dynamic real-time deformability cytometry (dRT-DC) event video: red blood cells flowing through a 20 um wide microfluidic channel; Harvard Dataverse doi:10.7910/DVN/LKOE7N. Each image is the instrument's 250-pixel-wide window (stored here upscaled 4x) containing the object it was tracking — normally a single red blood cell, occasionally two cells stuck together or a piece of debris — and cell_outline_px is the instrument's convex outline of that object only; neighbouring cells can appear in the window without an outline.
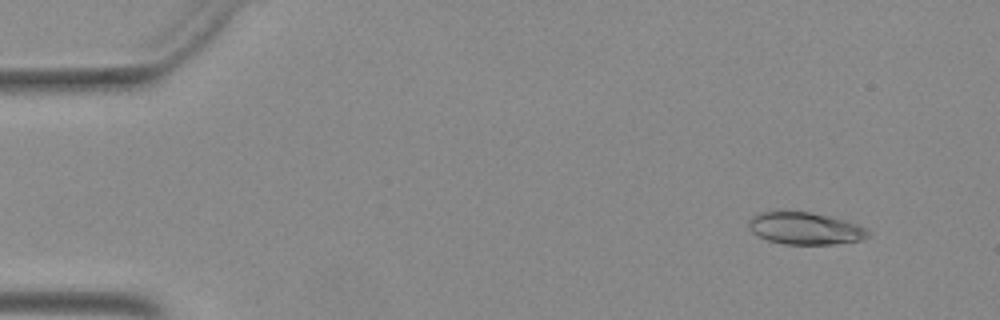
{"species": "Egyptian fruit bat (a non-hibernating species)", "species_latin": "Rousettus aegyptiacus", "temperature_condition": "warm", "stored_images_in_passage": 36, "camera_frame_rate_fps": 3000, "um_per_image_px": 0.085, "animal": {"sex": "female"}, "frame": {"image": 1, "passage_image": 4, "time_ms": 1.0, "image_size_px": [1000, 320], "cell_outline_px": [[868, 236], [860, 240], [836, 244], [784, 244], [768, 240], [752, 232], [748, 228], [748, 220], [756, 212], [780, 208], [812, 212], [844, 220], [856, 224], [864, 228], [868, 232]], "centroid_in_image_um": [68.32, 19.36], "position_along_channel_um": 16.7, "area_um2": 22.95}}
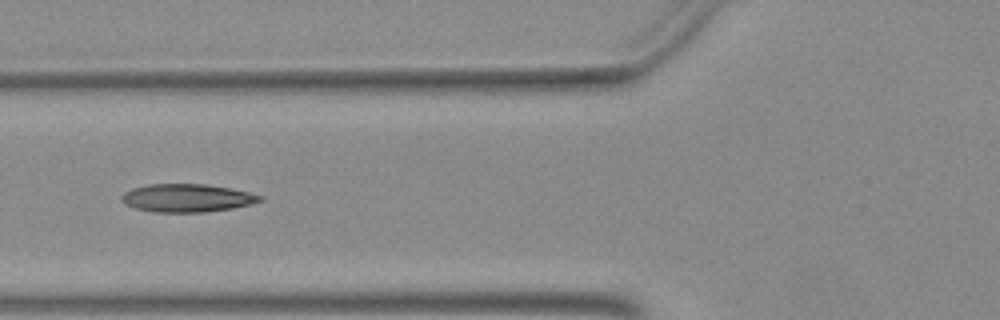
{"frame": {"image": 2, "passage_image": 19, "time_ms": 6.0, "image_size_px": [1000, 320], "cell_outline_px": [[264, 200], [252, 204], [232, 208], [204, 212], [152, 212], [136, 208], [124, 204], [120, 200], [120, 196], [124, 192], [132, 188], [148, 184], [204, 184], [228, 188], [248, 192], [264, 196]], "centroid_in_image_um": [15.87, 16.83], "position_along_channel_um": 109.9, "area_um2": 22.72}}
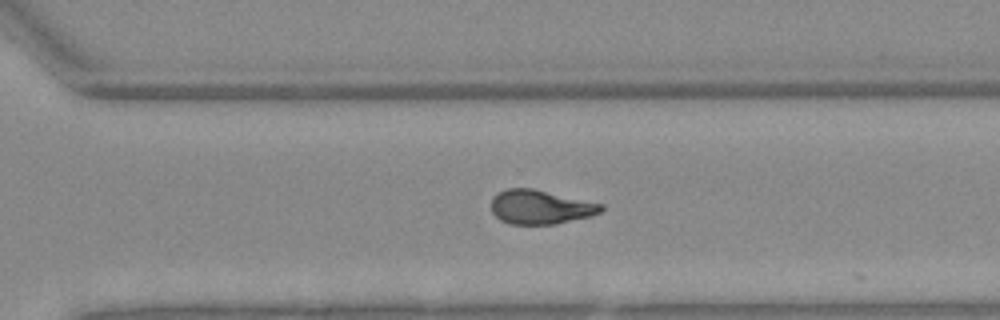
{"frame": {"image": 3, "passage_image": 35, "time_ms": 11.333, "image_size_px": [1000, 320], "cell_outline_px": [[604, 208], [600, 212], [592, 216], [556, 224], [508, 224], [500, 220], [492, 212], [492, 196], [496, 192], [508, 188], [532, 188], [604, 204]], "centroid_in_image_um": [45.93, 17.6], "position_along_channel_um": 324.7, "area_um2": 22.02}}